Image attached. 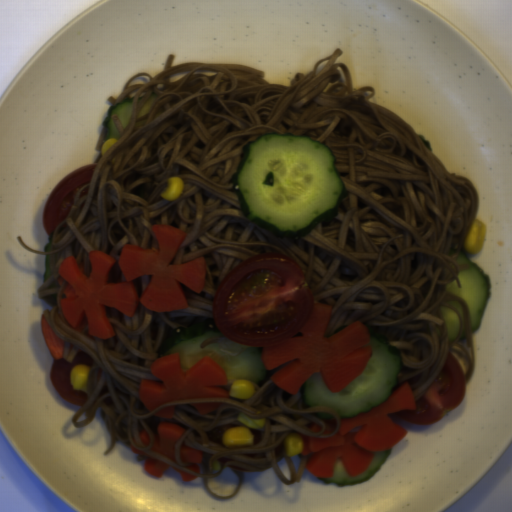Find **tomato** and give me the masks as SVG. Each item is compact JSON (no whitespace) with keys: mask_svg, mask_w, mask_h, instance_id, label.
Wrapping results in <instances>:
<instances>
[{"mask_svg":"<svg viewBox=\"0 0 512 512\" xmlns=\"http://www.w3.org/2000/svg\"><path fill=\"white\" fill-rule=\"evenodd\" d=\"M313 301L300 266L270 253L253 255L225 275L211 313L228 340L274 347L301 330L312 315Z\"/></svg>","mask_w":512,"mask_h":512,"instance_id":"obj_1","label":"tomato"},{"mask_svg":"<svg viewBox=\"0 0 512 512\" xmlns=\"http://www.w3.org/2000/svg\"><path fill=\"white\" fill-rule=\"evenodd\" d=\"M466 381L464 370L452 352L446 357L439 374L423 396L414 399L416 409L394 413L413 424L427 425L439 421L453 412L464 400Z\"/></svg>","mask_w":512,"mask_h":512,"instance_id":"obj_2","label":"tomato"},{"mask_svg":"<svg viewBox=\"0 0 512 512\" xmlns=\"http://www.w3.org/2000/svg\"><path fill=\"white\" fill-rule=\"evenodd\" d=\"M96 167V164H88L69 172L51 192L42 214L43 227L48 235L70 215L77 192L91 182Z\"/></svg>","mask_w":512,"mask_h":512,"instance_id":"obj_3","label":"tomato"},{"mask_svg":"<svg viewBox=\"0 0 512 512\" xmlns=\"http://www.w3.org/2000/svg\"><path fill=\"white\" fill-rule=\"evenodd\" d=\"M77 364H86L91 369L94 361L91 356L82 352L75 354L72 361H67L63 357L61 359L54 358L49 375L55 390L63 399L82 407L87 402V392L74 389L70 378V374Z\"/></svg>","mask_w":512,"mask_h":512,"instance_id":"obj_4","label":"tomato"}]
</instances>
